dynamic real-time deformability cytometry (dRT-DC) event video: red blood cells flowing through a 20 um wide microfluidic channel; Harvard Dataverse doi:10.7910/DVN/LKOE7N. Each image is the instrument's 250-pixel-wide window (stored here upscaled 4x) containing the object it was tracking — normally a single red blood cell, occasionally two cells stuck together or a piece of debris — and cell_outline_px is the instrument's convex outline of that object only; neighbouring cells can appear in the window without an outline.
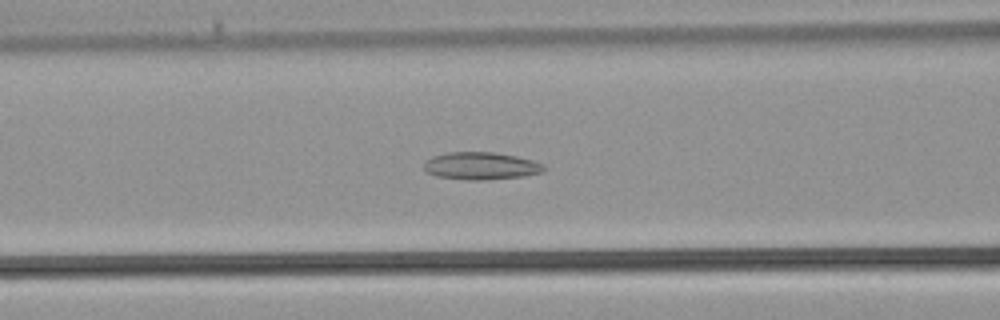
{"species": "common noctule bat (a hibernating species)", "species_latin": "Nyctalus noctula", "temperature_condition": "warm", "stored_images_in_passage": 39, "camera_frame_rate_fps": 3000, "um_per_image_px": 0.085, "animal": {"sex": "male", "body_mass_g": 21.5, "forearm_length_mm": 52.0}, "frame": {"image": 1, "passage_image": 16, "time_ms": 5.0, "image_size_px": [1000, 320], "cell_outline_px": [[548, 168], [544, 172], [524, 176], [484, 180], [464, 180], [436, 176], [424, 172], [424, 160], [432, 156], [448, 152], [492, 152], [516, 156], [532, 160], [544, 164]], "centroid_in_image_um": [40.87, 14.11], "position_along_channel_um": 125.7, "area_um2": 19.54}}
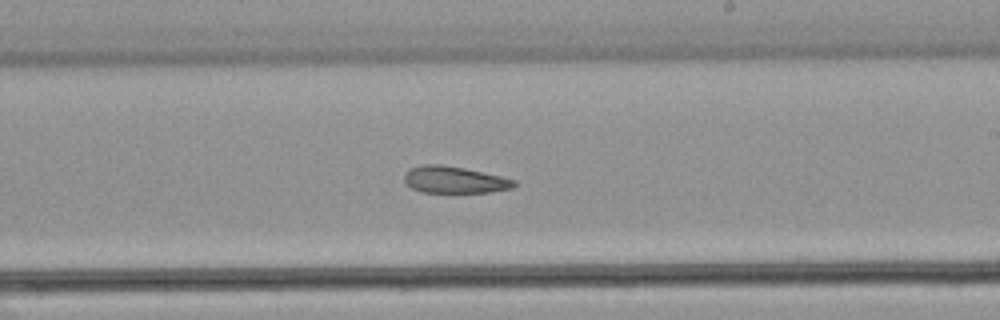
{"frame": {"image": 2, "passage_image": 23, "time_ms": 7.333, "image_size_px": [1000, 320], "cell_outline_px": [[516, 184], [512, 188], [488, 192], [456, 196], [420, 192], [412, 188], [404, 180], [404, 172], [408, 168], [424, 164], [440, 164], [464, 168], [500, 176], [516, 180]], "centroid_in_image_um": [38.59, 15.33], "position_along_channel_um": 250.4, "area_um2": 18.09}}
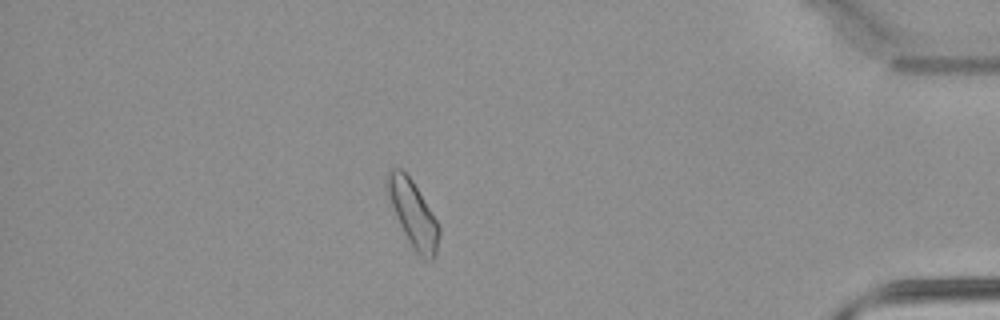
{"frame": {"image": 3, "passage_image": 34, "time_ms": 11.0, "image_size_px": [1000, 320], "cell_outline_px": [[440, 232], [436, 252], [432, 260], [424, 260], [416, 252], [404, 232], [392, 208], [384, 188], [384, 184], [388, 168], [400, 168], [412, 180], [440, 224]], "centroid_in_image_um": [35.09, 18.12], "position_along_channel_um": 400.1, "area_um2": 20.11}}